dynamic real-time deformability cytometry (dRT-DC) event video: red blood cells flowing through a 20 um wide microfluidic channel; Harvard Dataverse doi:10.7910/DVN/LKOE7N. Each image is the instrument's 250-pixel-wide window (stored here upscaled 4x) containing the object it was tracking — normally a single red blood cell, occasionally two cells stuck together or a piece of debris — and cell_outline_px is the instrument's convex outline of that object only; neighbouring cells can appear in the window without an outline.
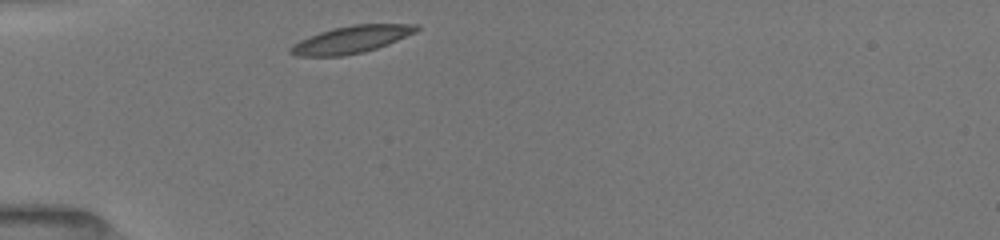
{"species": "common noctule bat (a hibernating species)", "species_latin": "Nyctalus noctula", "temperature_condition": "room temperature", "stored_images_in_passage": 31, "camera_frame_rate_fps": 3000, "um_per_image_px": 0.085, "animal": {"sex": "female", "body_mass_g": 19.5, "forearm_length_mm": 54.1}, "frame": {"image": 1, "passage_image": 1, "time_ms": 0.0, "image_size_px": [1000, 240], "cell_outline_px": [[420, 28], [416, 32], [388, 44], [364, 52], [340, 56], [296, 56], [288, 52], [288, 48], [292, 44], [300, 40], [320, 32], [332, 28], [352, 24], [416, 24]], "centroid_in_image_um": [29.83, 3.36], "position_along_channel_um": 55.2, "area_um2": 20.0}}
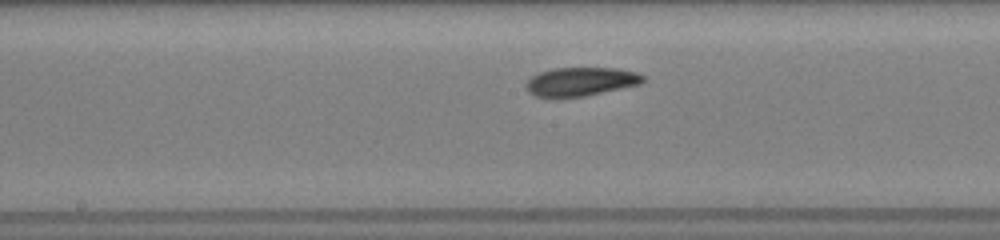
{"frame": {"image": 2, "passage_image": 13, "time_ms": 4.0, "image_size_px": [1000, 240], "cell_outline_px": [[644, 80], [640, 84], [584, 96], [536, 96], [528, 92], [524, 84], [532, 76], [540, 72], [556, 68], [620, 68], [636, 72], [644, 76]], "centroid_in_image_um": [49.38, 6.92], "position_along_channel_um": 198.8, "area_um2": 19.25}}
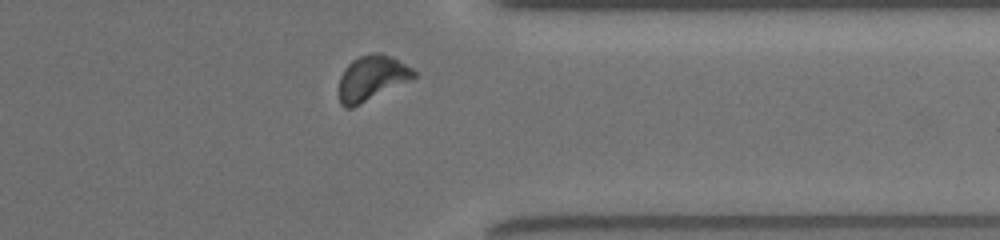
{"frame": {"image": 3, "passage_image": 27, "time_ms": 8.667, "image_size_px": [1000, 240], "cell_outline_px": [[416, 76], [412, 80], [352, 108], [344, 108], [340, 104], [336, 92], [340, 76], [344, 68], [352, 60], [360, 56], [376, 52], [380, 52], [412, 68], [416, 72]], "centroid_in_image_um": [31.54, 6.67], "position_along_channel_um": 379.9, "area_um2": 19.94}, "authors_computed_cell_mechanics": {"area_um2": 19.5364, "velocity_mm_per_s": 3.9407, "shape_relaxation_time_tau1_ms": 2.1782, "shape_relaxation_time_tau2_ms": 6.5618, "deformation_change_tau1": 0.1182, "deformation_change_tau2": 0.0918}}